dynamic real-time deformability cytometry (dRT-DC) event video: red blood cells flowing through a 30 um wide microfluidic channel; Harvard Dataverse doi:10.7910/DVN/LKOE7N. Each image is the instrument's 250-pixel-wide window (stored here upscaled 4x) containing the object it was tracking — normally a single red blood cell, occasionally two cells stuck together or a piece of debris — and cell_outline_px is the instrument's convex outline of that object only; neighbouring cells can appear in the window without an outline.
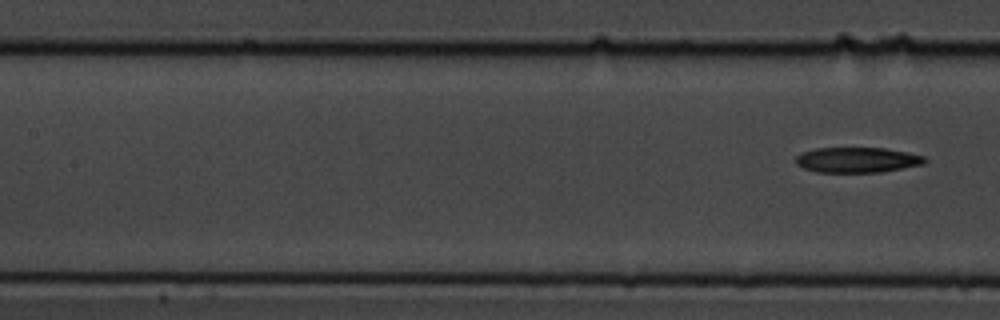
{"species": "common noctule bat (a hibernating species)", "species_latin": "Nyctalus noctula", "temperature_condition": "cold", "stored_images_in_passage": 7, "segment_of_instrument_passage": [2, 2], "camera_frame_rate_fps": 3000, "um_per_image_px": 0.085, "animal": {"sex": "male", "body_mass_g": 19.5, "forearm_length_mm": 54.6}, "frame": {"image": 1, "passage_image": 7, "time_ms": 2.0, "image_size_px": [1000, 320], "cell_outline_px": [[928, 160], [924, 164], [880, 172], [816, 172], [804, 168], [796, 164], [796, 156], [804, 152], [816, 148], [884, 148], [908, 152], [924, 156]], "centroid_in_image_um": [72.88, 13.59], "position_along_channel_um": 134.5, "area_um2": 18.96}}